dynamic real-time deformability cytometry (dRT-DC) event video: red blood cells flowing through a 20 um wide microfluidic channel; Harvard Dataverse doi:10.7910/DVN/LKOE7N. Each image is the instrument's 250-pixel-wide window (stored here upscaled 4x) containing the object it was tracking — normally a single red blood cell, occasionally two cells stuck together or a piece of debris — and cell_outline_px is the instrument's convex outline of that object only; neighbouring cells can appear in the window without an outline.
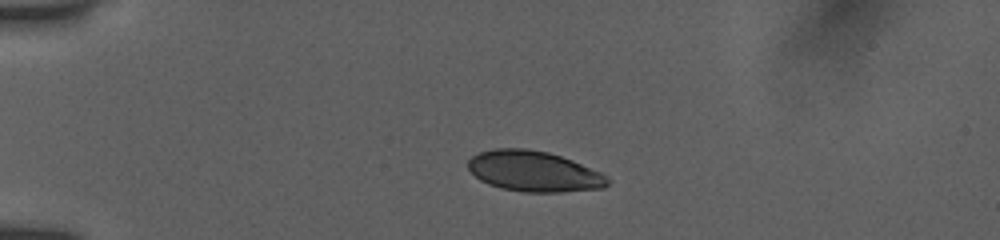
{"species": "human", "species_latin": "Homo sapiens", "temperature_condition": "room temperature", "stored_images_in_passage": 4, "camera_frame_rate_fps": 3000, "um_per_image_px": 0.085, "donor": {"sex": "female"}, "frame": {"image": 1, "passage_image": 1, "time_ms": 0.0, "image_size_px": [1000, 240], "cell_outline_px": [[612, 180], [604, 188], [560, 192], [524, 192], [500, 188], [488, 184], [480, 180], [468, 168], [468, 160], [472, 156], [480, 152], [496, 148], [524, 148], [548, 152], [572, 160], [600, 172], [608, 176]], "centroid_in_image_um": [45.39, 14.57], "position_along_channel_um": 39.6, "area_um2": 33.06}}
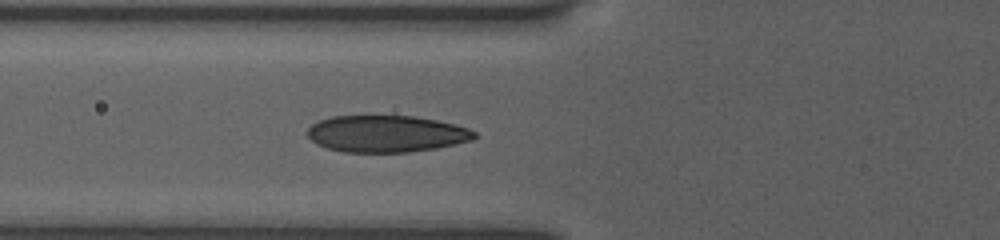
{"frame": {"image": 2, "passage_image": 4, "time_ms": 2.667, "image_size_px": [1000, 240], "cell_outline_px": [[476, 136], [472, 140], [456, 144], [436, 148], [408, 152], [344, 152], [328, 148], [316, 144], [308, 136], [308, 128], [312, 124], [320, 120], [332, 116], [416, 116], [456, 124], [468, 128], [476, 132]], "centroid_in_image_um": [32.86, 11.37], "position_along_channel_um": 92.9, "area_um2": 35.78}}